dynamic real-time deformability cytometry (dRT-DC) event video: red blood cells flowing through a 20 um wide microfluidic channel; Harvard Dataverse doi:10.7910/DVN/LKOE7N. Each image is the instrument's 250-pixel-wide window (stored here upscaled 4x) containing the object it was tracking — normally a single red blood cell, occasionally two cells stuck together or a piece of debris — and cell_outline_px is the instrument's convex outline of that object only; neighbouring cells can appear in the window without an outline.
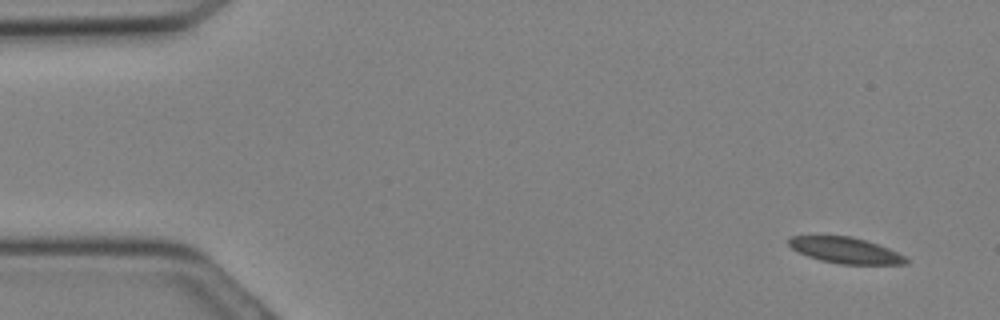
{"species": "Egyptian fruit bat (a non-hibernating species)", "species_latin": "Rousettus aegyptiacus", "temperature_condition": "cold", "stored_images_in_passage": 15, "camera_frame_rate_fps": 3000, "um_per_image_px": 0.085, "animal": {"sex": "female"}, "frame": {"image": 1, "passage_image": 2, "time_ms": 0.333, "image_size_px": [1000, 320], "cell_outline_px": [[908, 264], [840, 264], [820, 260], [808, 256], [792, 248], [788, 244], [788, 240], [792, 236], [852, 236], [888, 248], [904, 256], [908, 260]], "centroid_in_image_um": [71.86, 21.28], "position_along_channel_um": 13.1, "area_um2": 17.46}}
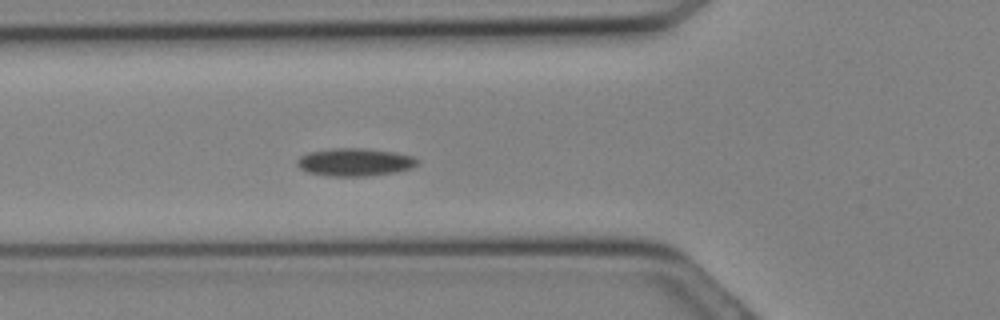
{"frame": {"image": 2, "passage_image": 11, "time_ms": 3.333, "image_size_px": [1000, 320], "cell_outline_px": [[420, 164], [412, 168], [396, 172], [364, 176], [328, 176], [308, 172], [300, 168], [296, 164], [296, 160], [300, 156], [308, 152], [332, 148], [364, 148], [396, 152], [412, 156], [420, 160]], "centroid_in_image_um": [30.18, 13.77], "position_along_channel_um": 95.6, "area_um2": 19.71}}
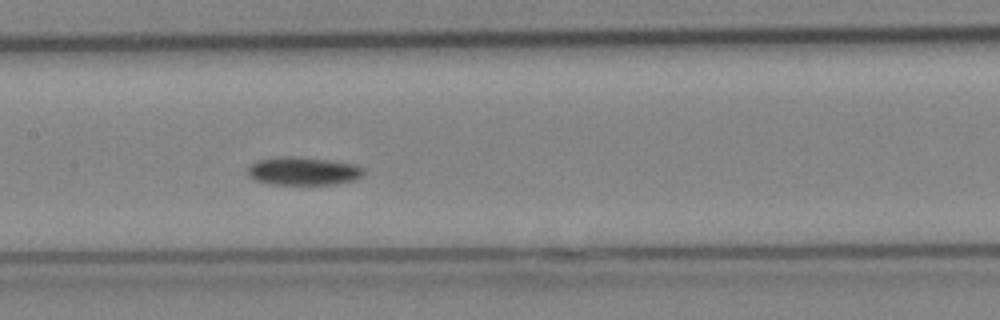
{"frame": {"image": 3, "passage_image": 15, "time_ms": 4.667, "image_size_px": [1000, 320], "cell_outline_px": [[364, 172], [356, 180], [336, 184], [272, 184], [256, 180], [248, 176], [248, 168], [256, 160], [284, 156], [296, 156], [328, 160], [356, 164], [364, 168]], "centroid_in_image_um": [25.79, 14.53], "position_along_channel_um": 181.6, "area_um2": 19.02}}